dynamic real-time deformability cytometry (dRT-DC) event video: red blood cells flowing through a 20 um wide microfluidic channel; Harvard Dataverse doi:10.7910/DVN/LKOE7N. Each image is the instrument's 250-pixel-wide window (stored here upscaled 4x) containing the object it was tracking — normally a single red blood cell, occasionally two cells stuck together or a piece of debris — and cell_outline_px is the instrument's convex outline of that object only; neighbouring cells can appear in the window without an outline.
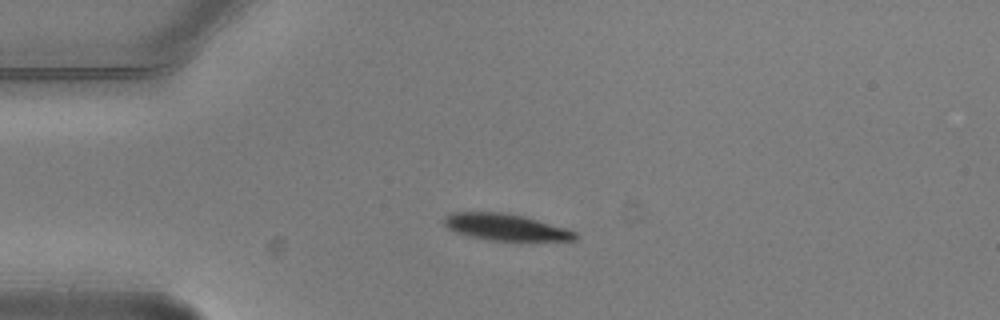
{"species": "common noctule bat (a hibernating species)", "species_latin": "Nyctalus noctula", "temperature_condition": "warm", "stored_images_in_passage": 2, "camera_frame_rate_fps": 3000, "um_per_image_px": 0.085, "animal": {"sex": "male", "body_mass_g": 20.5, "forearm_length_mm": 52.5}, "frame": {"image": 1, "passage_image": 1, "time_ms": 0.0, "image_size_px": [1000, 320], "cell_outline_px": [[580, 236], [576, 240], [492, 240], [472, 236], [456, 232], [448, 228], [444, 224], [444, 216], [452, 212], [500, 212], [524, 216], [568, 228], [576, 232]], "centroid_in_image_um": [43.02, 19.29], "position_along_channel_um": 42.0, "area_um2": 20.17}}